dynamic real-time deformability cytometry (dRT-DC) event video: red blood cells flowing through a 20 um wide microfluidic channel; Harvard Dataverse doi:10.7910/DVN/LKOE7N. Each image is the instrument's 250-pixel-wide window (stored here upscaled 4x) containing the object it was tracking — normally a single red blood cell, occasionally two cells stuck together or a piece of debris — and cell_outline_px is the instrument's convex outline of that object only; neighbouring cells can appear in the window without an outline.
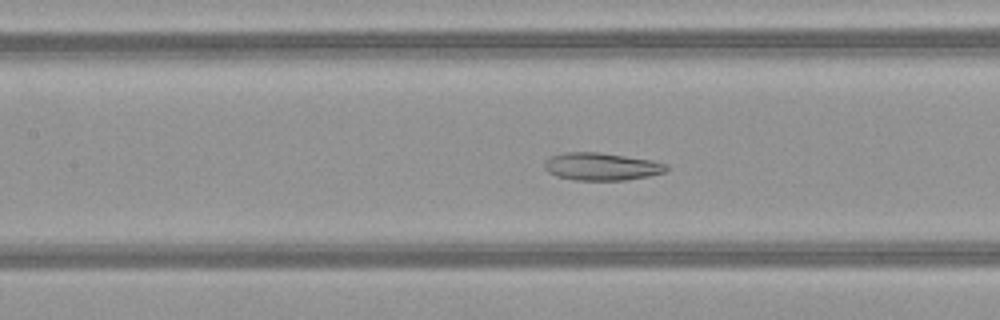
{"species": "common noctule bat (a hibernating species)", "species_latin": "Nyctalus noctula", "temperature_condition": "warm", "stored_images_in_passage": 51, "camera_frame_rate_fps": 3000, "um_per_image_px": 0.085, "animal": {"sex": "female", "body_mass_g": 21.9}, "frame": {"image": 1, "passage_image": 24, "time_ms": 7.667, "image_size_px": [1000, 320], "cell_outline_px": [[668, 172], [628, 180], [572, 180], [556, 176], [548, 172], [544, 168], [544, 160], [552, 156], [564, 152], [600, 152], [652, 160], [668, 164]], "centroid_in_image_um": [51.14, 14.16], "position_along_channel_um": 156.3, "area_um2": 19.88}}
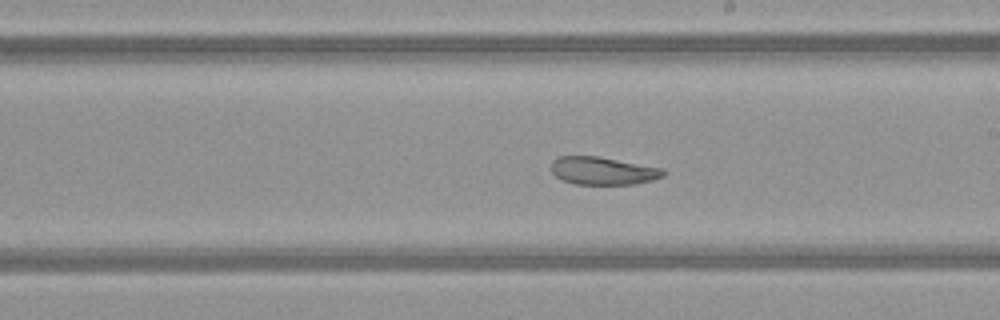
{"frame": {"image": 2, "passage_image": 30, "time_ms": 9.667, "image_size_px": [1000, 320], "cell_outline_px": [[664, 176], [652, 180], [636, 184], [576, 184], [564, 180], [556, 176], [552, 172], [552, 160], [556, 156], [596, 156], [664, 168]], "centroid_in_image_um": [51.25, 14.51], "position_along_channel_um": 237.7, "area_um2": 18.09}}
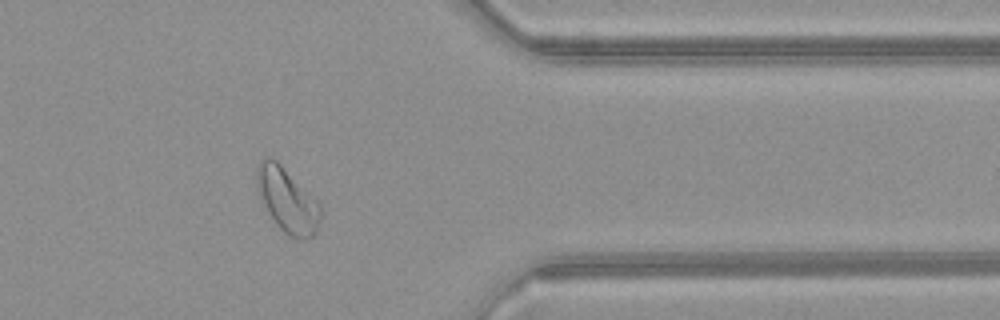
{"frame": {"image": 3, "passage_image": 42, "time_ms": 13.667, "image_size_px": [1000, 320], "cell_outline_px": [[320, 216], [316, 232], [312, 236], [304, 240], [296, 240], [284, 232], [276, 224], [268, 212], [260, 196], [256, 184], [256, 164], [264, 156], [272, 156], [320, 204]], "centroid_in_image_um": [24.38, 17.0], "position_along_channel_um": 387.0, "area_um2": 23.7}, "authors_computed_cell_mechanics": {"area_um2": 25.8366, "velocity_mm_per_s": 4.0885, "shape_relaxation_time_tau1_ms": null, "shape_relaxation_time_tau2_ms": 3.1914, "deformation_change_tau1": null, "deformation_change_tau2": 0.0752}}